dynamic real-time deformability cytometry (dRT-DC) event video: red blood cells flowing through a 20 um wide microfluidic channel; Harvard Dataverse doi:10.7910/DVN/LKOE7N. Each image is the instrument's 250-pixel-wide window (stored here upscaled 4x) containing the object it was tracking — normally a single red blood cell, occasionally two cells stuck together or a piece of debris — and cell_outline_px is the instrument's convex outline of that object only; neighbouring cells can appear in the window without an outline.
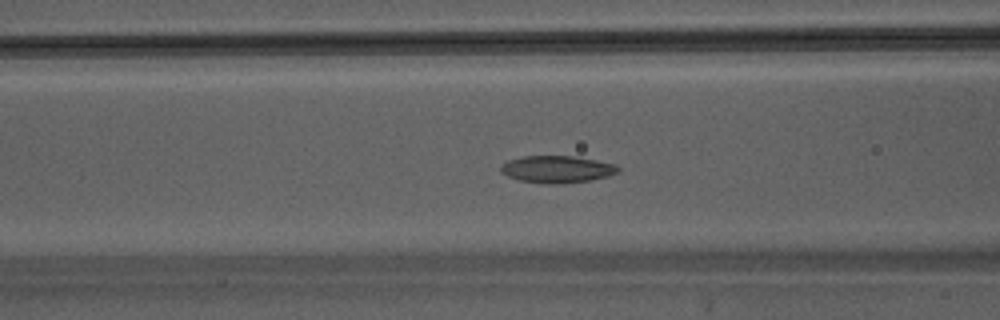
{"species": "Egyptian fruit bat (a non-hibernating species)", "species_latin": "Rousettus aegyptiacus", "temperature_condition": "warm", "stored_images_in_passage": 45, "camera_frame_rate_fps": 3000, "um_per_image_px": 0.085, "animal": {"sex": "male"}, "frame": {"image": 1, "passage_image": 18, "time_ms": 5.667, "image_size_px": [1000, 320], "cell_outline_px": [[620, 172], [608, 176], [592, 180], [564, 184], [544, 184], [520, 180], [508, 176], [500, 172], [500, 164], [508, 160], [524, 156], [572, 156], [596, 160], [616, 164], [620, 168]], "centroid_in_image_um": [47.36, 14.39], "position_along_channel_um": 119.2, "area_um2": 18.79}}
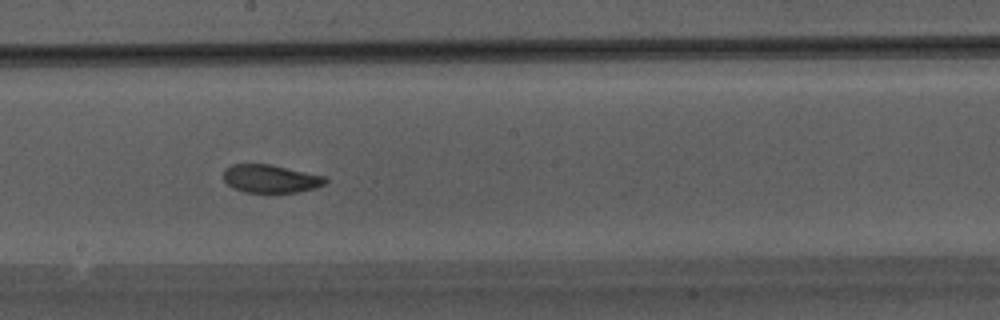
{"frame": {"image": 2, "passage_image": 25, "time_ms": 8.0, "image_size_px": [1000, 320], "cell_outline_px": [[328, 180], [324, 184], [316, 188], [296, 192], [244, 192], [232, 188], [224, 180], [224, 168], [232, 164], [268, 164], [324, 176]], "centroid_in_image_um": [22.97, 15.19], "position_along_channel_um": 225.2, "area_um2": 16.53}}
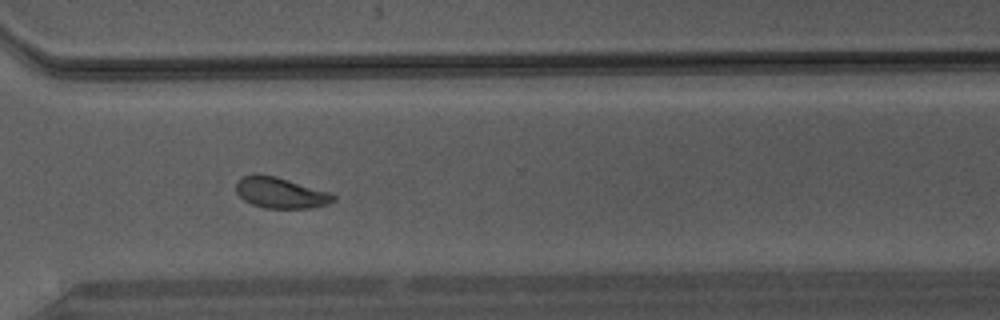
{"frame": {"image": 3, "passage_image": 33, "time_ms": 10.667, "image_size_px": [1000, 320], "cell_outline_px": [[336, 200], [328, 204], [312, 208], [264, 208], [252, 204], [244, 200], [236, 192], [236, 180], [240, 176], [256, 172], [276, 176], [332, 192], [336, 196]], "centroid_in_image_um": [23.84, 16.36], "position_along_channel_um": 346.8, "area_um2": 18.03}}